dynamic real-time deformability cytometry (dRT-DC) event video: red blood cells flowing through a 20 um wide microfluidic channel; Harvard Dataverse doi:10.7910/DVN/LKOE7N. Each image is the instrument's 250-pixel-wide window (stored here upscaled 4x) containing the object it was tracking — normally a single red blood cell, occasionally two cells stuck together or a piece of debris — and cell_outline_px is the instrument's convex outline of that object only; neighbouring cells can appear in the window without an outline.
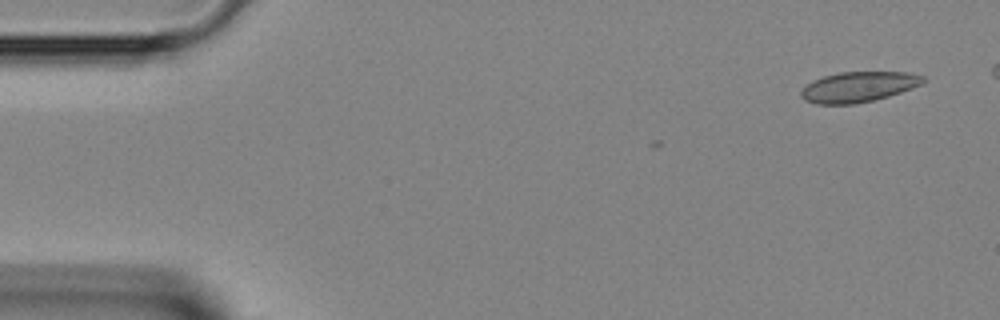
{"species": "Egyptian fruit bat (a non-hibernating species)", "species_latin": "Rousettus aegyptiacus", "temperature_condition": "room temperature", "stored_images_in_passage": 3, "camera_frame_rate_fps": 3000, "um_per_image_px": 0.085, "animal": {"sex": "female"}, "frame": {"image": 1, "passage_image": 1, "time_ms": 0.0, "image_size_px": [1000, 320], "cell_outline_px": [[928, 80], [912, 88], [888, 96], [856, 104], [816, 104], [804, 100], [800, 96], [800, 92], [812, 80], [824, 76], [840, 72], [908, 72], [924, 76]], "centroid_in_image_um": [72.97, 7.38], "position_along_channel_um": 12.0, "area_um2": 21.56}}